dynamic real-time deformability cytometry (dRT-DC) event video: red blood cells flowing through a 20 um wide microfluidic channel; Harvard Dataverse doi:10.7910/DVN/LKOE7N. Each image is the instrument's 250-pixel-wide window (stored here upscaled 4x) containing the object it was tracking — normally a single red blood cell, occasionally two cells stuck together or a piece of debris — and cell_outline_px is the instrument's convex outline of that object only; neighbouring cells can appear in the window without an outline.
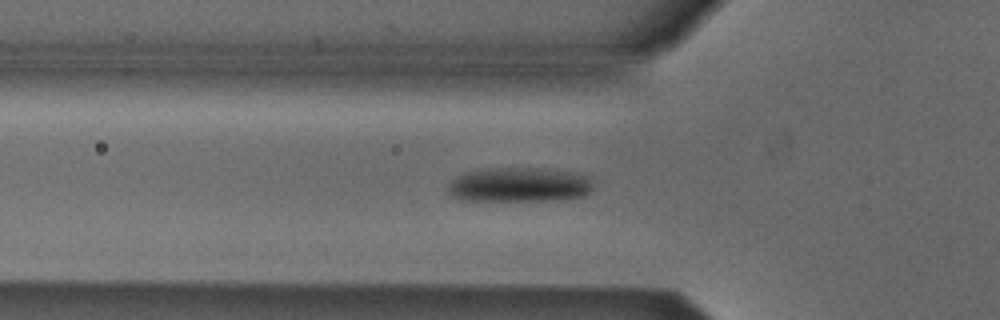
{"species": "Egyptian fruit bat (a non-hibernating species)", "species_latin": "Rousettus aegyptiacus", "temperature_condition": "cold", "stored_images_in_passage": 32, "camera_frame_rate_fps": 3000, "um_per_image_px": 0.085, "animal": {"sex": "male"}, "frame": {"image": 1, "passage_image": 3, "time_ms": 0.667, "image_size_px": [1000, 320], "cell_outline_px": [[592, 188], [584, 196], [568, 200], [460, 200], [452, 196], [448, 192], [448, 184], [456, 176], [464, 172], [500, 168], [536, 168], [568, 172], [592, 176]], "centroid_in_image_um": [44.16, 15.72], "position_along_channel_um": 81.6, "area_um2": 29.25}}
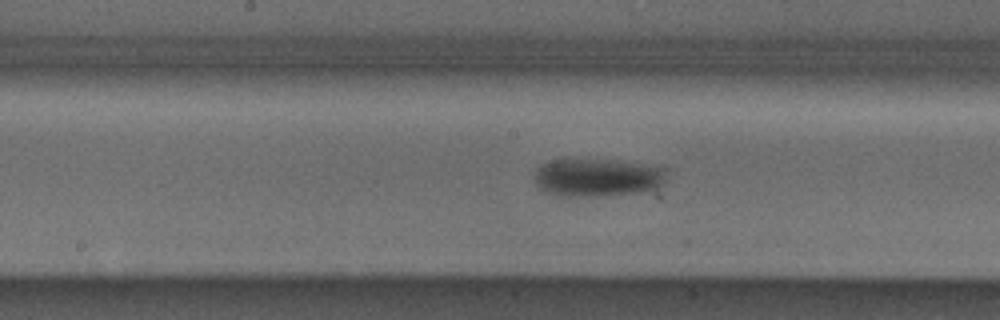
{"frame": {"image": 2, "passage_image": 12, "time_ms": 3.667, "image_size_px": [1000, 320], "cell_outline_px": [[668, 168], [664, 180], [656, 188], [632, 192], [592, 196], [564, 196], [548, 192], [540, 188], [536, 184], [532, 176], [544, 164], [556, 160], [604, 160]], "centroid_in_image_um": [50.74, 15.09], "position_along_channel_um": 197.5, "area_um2": 28.21}}
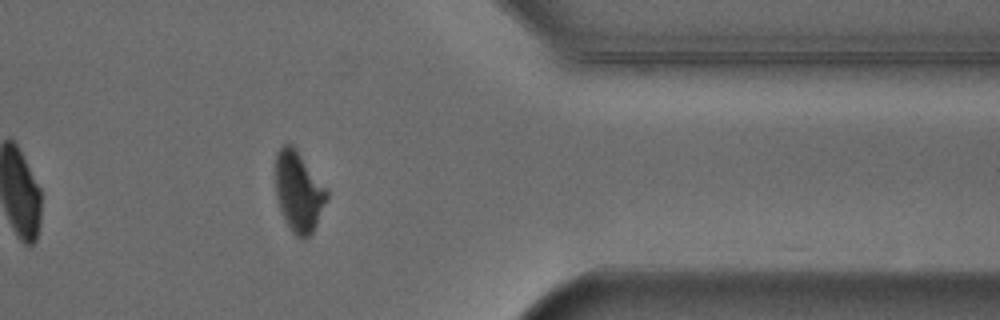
{"frame": {"image": 3, "passage_image": 28, "time_ms": 9.0, "image_size_px": [1000, 320], "cell_outline_px": [[328, 196], [316, 224], [312, 232], [308, 236], [296, 236], [292, 232], [280, 208], [276, 196], [276, 152], [284, 144], [292, 144], [296, 148], [328, 192]], "centroid_in_image_um": [25.36, 16.25], "position_along_channel_um": 386.0, "area_um2": 23.29}, "authors_computed_cell_mechanics": {"area_um2": 28.1775, "velocity_mm_per_s": 3.8613, "shape_relaxation_time_tau1_ms": 4.0345, "shape_relaxation_time_tau2_ms": 6.8882, "deformation_change_tau1": 0.1251, "deformation_change_tau2": 0.1074}}